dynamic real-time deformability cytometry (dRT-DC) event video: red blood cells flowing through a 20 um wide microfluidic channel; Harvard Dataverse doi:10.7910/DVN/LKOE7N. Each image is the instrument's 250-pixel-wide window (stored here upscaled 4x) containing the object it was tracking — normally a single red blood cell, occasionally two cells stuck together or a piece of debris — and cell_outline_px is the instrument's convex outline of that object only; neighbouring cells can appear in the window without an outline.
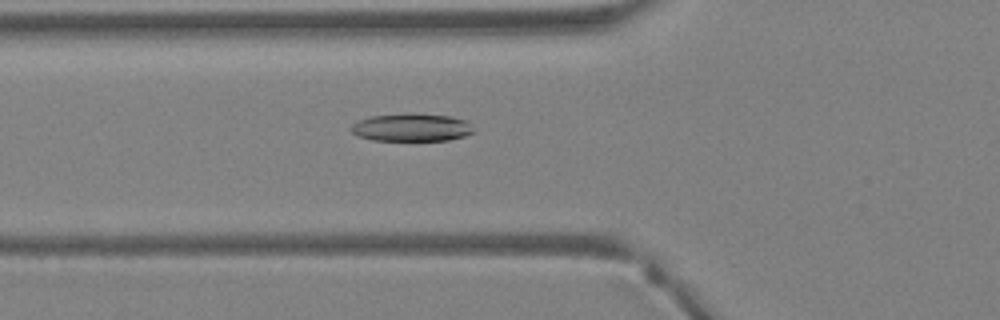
{"species": "Egyptian fruit bat (a non-hibernating species)", "species_latin": "Rousettus aegyptiacus", "temperature_condition": "warm", "stored_images_in_passage": 33, "camera_frame_rate_fps": 3000, "um_per_image_px": 0.085, "animal": {"sex": "female"}, "frame": {"image": 1, "passage_image": 7, "time_ms": 2.0, "image_size_px": [1000, 320], "cell_outline_px": [[476, 132], [464, 136], [448, 140], [372, 140], [356, 136], [348, 128], [356, 120], [368, 116], [408, 112], [412, 112], [452, 116], [468, 120]], "centroid_in_image_um": [34.96, 10.8], "position_along_channel_um": 90.8, "area_um2": 20.58}}
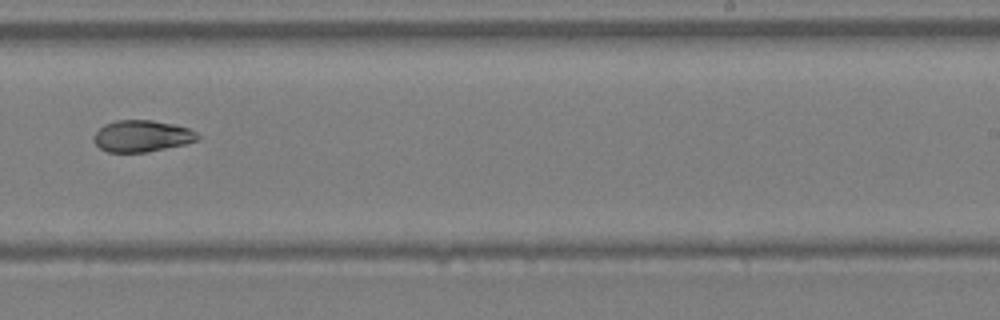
{"frame": {"image": 2, "passage_image": 18, "time_ms": 5.667, "image_size_px": [1000, 320], "cell_outline_px": [[200, 136], [196, 140], [184, 144], [148, 152], [108, 152], [100, 148], [96, 144], [92, 136], [104, 124], [116, 120], [152, 120], [176, 124], [188, 128], [196, 132]], "centroid_in_image_um": [12.05, 11.56], "position_along_channel_um": 276.9, "area_um2": 19.13}}
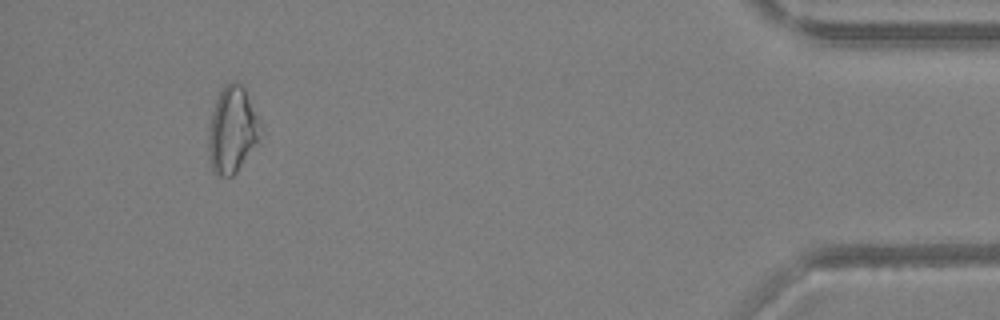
{"frame": {"image": 3, "passage_image": 30, "time_ms": 9.667, "image_size_px": [1000, 320], "cell_outline_px": [[260, 140], [236, 172], [232, 176], [216, 176], [212, 172], [208, 156], [208, 136], [212, 112], [216, 100], [224, 84], [232, 80], [240, 84], [244, 88], [256, 120]], "centroid_in_image_um": [19.67, 11.1], "position_along_channel_um": 415.5, "area_um2": 25.49}}